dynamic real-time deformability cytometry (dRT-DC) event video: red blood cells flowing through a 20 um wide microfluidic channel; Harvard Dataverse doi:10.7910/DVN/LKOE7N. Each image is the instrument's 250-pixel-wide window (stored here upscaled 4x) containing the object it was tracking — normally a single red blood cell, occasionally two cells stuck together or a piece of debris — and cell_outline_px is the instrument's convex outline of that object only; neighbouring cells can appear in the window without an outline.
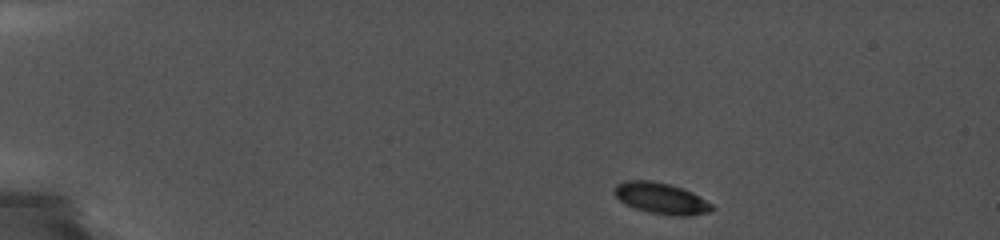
{"species": "common noctule bat (a hibernating species)", "species_latin": "Nyctalus noctula", "temperature_condition": "cold", "stored_images_in_passage": 22, "camera_frame_rate_fps": 5000, "um_per_image_px": 0.085, "animal": {"sex": "female", "body_mass_g": 19.0, "forearm_length_mm": 56.7}, "frame": {"image": 1, "passage_image": 1, "time_ms": 0.0, "image_size_px": [1000, 240], "cell_outline_px": [[716, 208], [708, 212], [692, 216], [672, 216], [648, 212], [624, 204], [612, 192], [612, 188], [616, 184], [624, 180], [652, 180], [672, 184], [692, 192], [712, 204]], "centroid_in_image_um": [56.17, 16.85], "position_along_channel_um": 28.8, "area_um2": 18.09}}
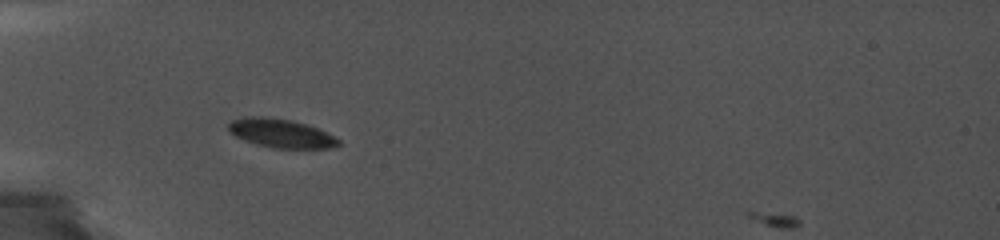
{"frame": {"image": 2, "passage_image": 7, "time_ms": 3.2, "image_size_px": [1000, 240], "cell_outline_px": [[340, 144], [332, 148], [272, 148], [256, 144], [244, 140], [228, 132], [228, 124], [232, 120], [240, 116], [268, 116], [292, 120], [308, 124], [320, 128], [340, 140]], "centroid_in_image_um": [23.87, 11.31], "position_along_channel_um": 61.1, "area_um2": 18.84}}
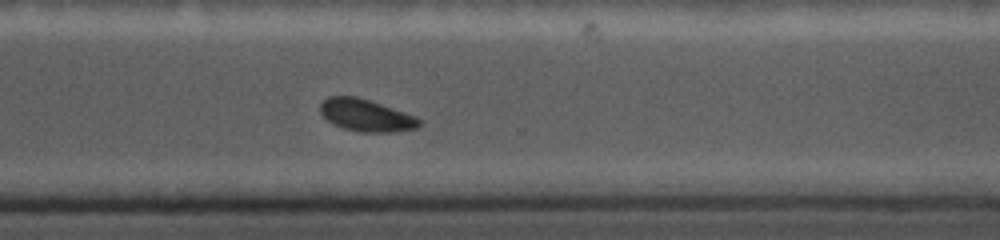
{"frame": {"image": 3, "passage_image": 22, "time_ms": 11.0, "image_size_px": [1000, 240], "cell_outline_px": [[420, 124], [416, 128], [396, 132], [360, 132], [344, 128], [332, 124], [320, 112], [320, 104], [328, 96], [356, 96], [416, 116], [420, 120]], "centroid_in_image_um": [31.1, 9.81], "position_along_channel_um": 339.5, "area_um2": 18.38}}